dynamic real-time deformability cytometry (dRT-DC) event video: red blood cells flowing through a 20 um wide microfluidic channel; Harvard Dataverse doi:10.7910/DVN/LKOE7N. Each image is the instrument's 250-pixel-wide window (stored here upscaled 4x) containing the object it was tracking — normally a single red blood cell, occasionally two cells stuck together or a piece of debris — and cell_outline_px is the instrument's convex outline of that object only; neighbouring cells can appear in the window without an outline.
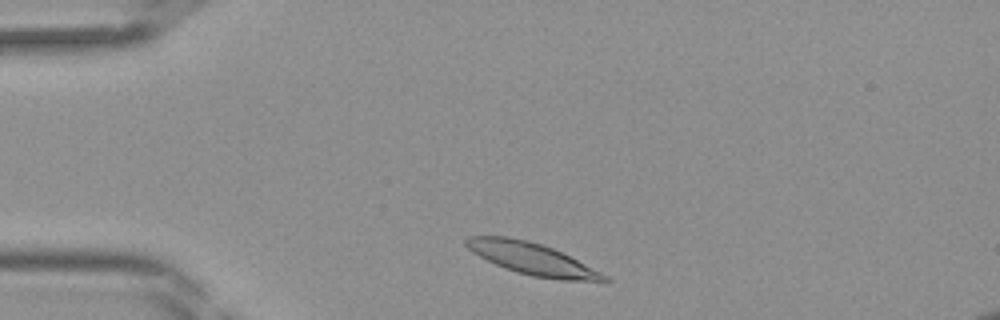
{"species": "Egyptian fruit bat (a non-hibernating species)", "species_latin": "Rousettus aegyptiacus", "temperature_condition": "room temperature", "stored_images_in_passage": 35, "camera_frame_rate_fps": 3000, "um_per_image_px": 0.085, "frame": {"image": 1, "passage_image": 2, "time_ms": 0.333, "image_size_px": [1000, 320], "cell_outline_px": [[612, 280], [608, 284], [604, 284], [560, 280], [532, 276], [516, 272], [504, 268], [472, 252], [464, 244], [464, 240], [468, 236], [508, 236], [528, 240], [552, 248], [608, 276]], "centroid_in_image_um": [45.31, 22.04], "position_along_channel_um": 39.7, "area_um2": 25.95}}
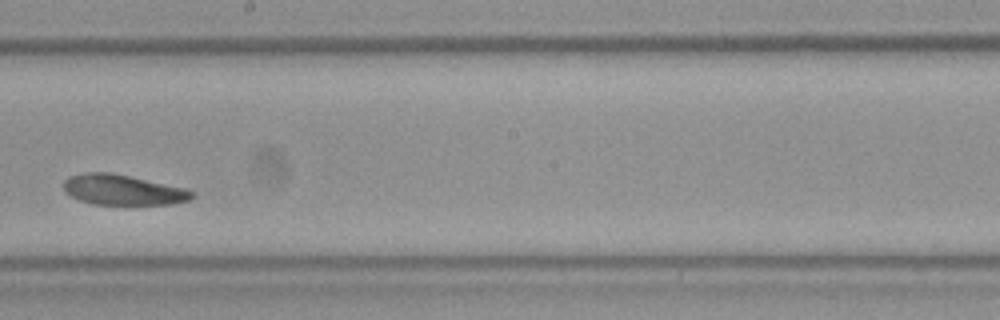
{"frame": {"image": 2, "passage_image": 17, "time_ms": 5.333, "image_size_px": [1000, 320], "cell_outline_px": [[196, 196], [192, 200], [172, 204], [92, 204], [80, 200], [64, 192], [64, 180], [68, 176], [88, 172], [112, 172], [184, 188], [196, 192]], "centroid_in_image_um": [10.47, 16.14], "position_along_channel_um": 237.7, "area_um2": 22.77}}
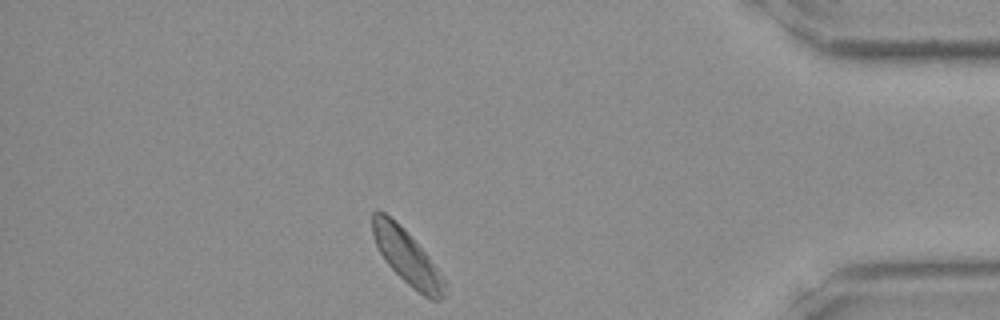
{"frame": {"image": 3, "passage_image": 30, "time_ms": 9.667, "image_size_px": [1000, 320], "cell_outline_px": [[448, 284], [444, 296], [440, 300], [432, 300], [424, 296], [412, 288], [384, 260], [372, 236], [372, 212], [376, 208], [384, 212], [428, 256]], "centroid_in_image_um": [34.59, 21.9], "position_along_channel_um": 400.6, "area_um2": 22.2}}